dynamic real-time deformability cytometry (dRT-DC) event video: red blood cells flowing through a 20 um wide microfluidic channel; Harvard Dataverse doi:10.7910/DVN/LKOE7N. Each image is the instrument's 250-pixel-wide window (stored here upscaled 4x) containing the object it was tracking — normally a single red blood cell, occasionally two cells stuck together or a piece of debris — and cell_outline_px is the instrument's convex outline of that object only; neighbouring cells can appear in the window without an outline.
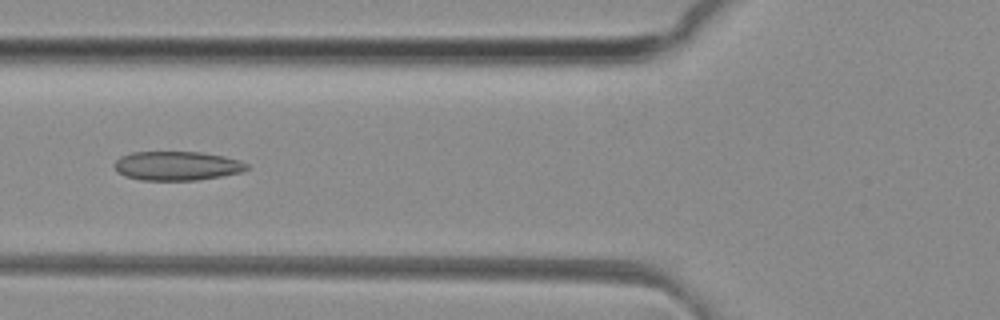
{"species": "common noctule bat (a hibernating species)", "species_latin": "Nyctalus noctula", "temperature_condition": "room temperature", "stored_images_in_passage": 33, "camera_frame_rate_fps": 3000, "um_per_image_px": 0.085, "animal": {"sex": "female", "body_mass_g": 29.2, "forearm_length_mm": 56.3}, "frame": {"image": 1, "passage_image": 7, "time_ms": 2.0, "image_size_px": [1000, 320], "cell_outline_px": [[248, 168], [244, 172], [200, 180], [140, 180], [124, 176], [116, 172], [112, 164], [120, 156], [132, 152], [200, 152], [224, 156], [240, 160], [248, 164]], "centroid_in_image_um": [15.03, 14.1], "position_along_channel_um": 110.8, "area_um2": 22.77}}
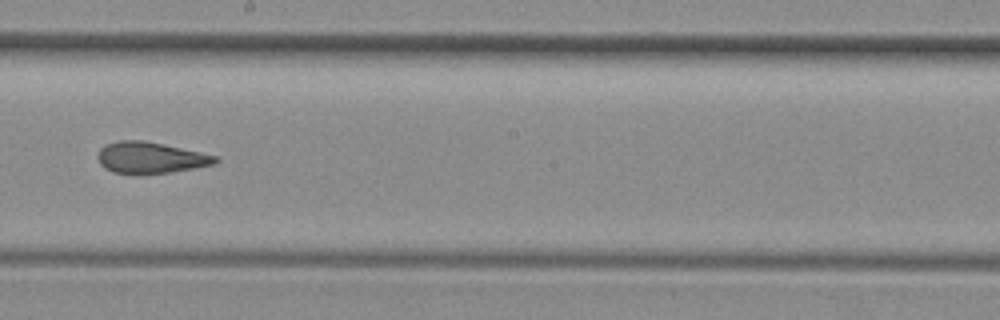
{"frame": {"image": 2, "passage_image": 16, "time_ms": 5.0, "image_size_px": [1000, 320], "cell_outline_px": [[220, 160], [216, 164], [168, 172], [140, 176], [136, 176], [112, 172], [104, 168], [100, 164], [96, 156], [100, 148], [104, 144], [120, 140], [144, 140], [164, 144], [200, 152], [216, 156]], "centroid_in_image_um": [12.72, 13.42], "position_along_channel_um": 235.5, "area_um2": 21.96}}
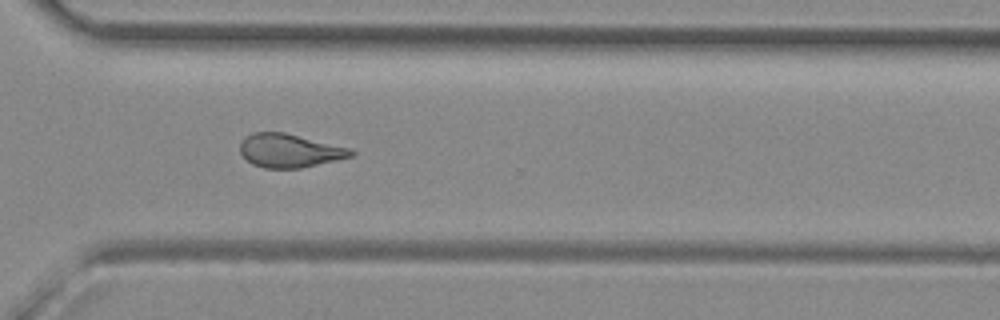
{"frame": {"image": 3, "passage_image": 24, "time_ms": 7.667, "image_size_px": [1000, 320], "cell_outline_px": [[356, 152], [352, 156], [336, 160], [300, 168], [264, 168], [252, 164], [240, 152], [240, 144], [252, 132], [284, 132], [352, 148]], "centroid_in_image_um": [24.64, 12.8], "position_along_channel_um": 346.0, "area_um2": 21.56}, "authors_computed_cell_mechanics": {"area_um2": 21.9062, "velocity_mm_per_s": 4.1552, "shape_relaxation_time_tau1_ms": null, "shape_relaxation_time_tau2_ms": 1.8308, "deformation_change_tau1": null, "deformation_change_tau2": 0.0864}}